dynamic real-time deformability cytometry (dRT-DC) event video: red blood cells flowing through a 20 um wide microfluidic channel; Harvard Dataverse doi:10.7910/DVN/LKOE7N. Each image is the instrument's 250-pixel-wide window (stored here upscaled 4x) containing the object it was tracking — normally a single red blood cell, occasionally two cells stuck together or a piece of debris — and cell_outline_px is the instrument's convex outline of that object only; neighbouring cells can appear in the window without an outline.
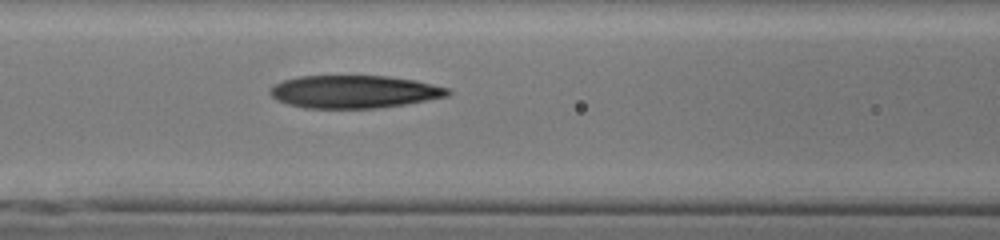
{"species": "human", "species_latin": "Homo sapiens", "temperature_condition": "cold", "stored_images_in_passage": 39, "camera_frame_rate_fps": 3000, "um_per_image_px": 0.085, "donor": {"sex": "male"}, "frame": {"image": 1, "passage_image": 16, "time_ms": 5.0, "image_size_px": [1000, 240], "cell_outline_px": [[452, 92], [448, 96], [404, 104], [376, 108], [304, 108], [288, 104], [276, 100], [268, 92], [268, 88], [284, 80], [300, 76], [388, 76], [416, 80], [448, 88]], "centroid_in_image_um": [30.08, 7.79], "position_along_channel_um": 136.5, "area_um2": 33.93}}
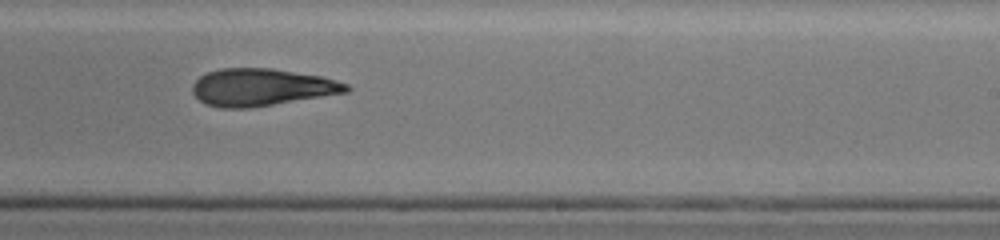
{"frame": {"image": 2, "passage_image": 26, "time_ms": 8.333, "image_size_px": [1000, 240], "cell_outline_px": [[352, 88], [348, 92], [248, 108], [220, 108], [204, 104], [192, 92], [192, 84], [200, 76], [208, 72], [220, 68], [272, 68], [320, 76], [336, 80], [348, 84]], "centroid_in_image_um": [22.21, 7.41], "position_along_channel_um": 266.8, "area_um2": 33.35}}
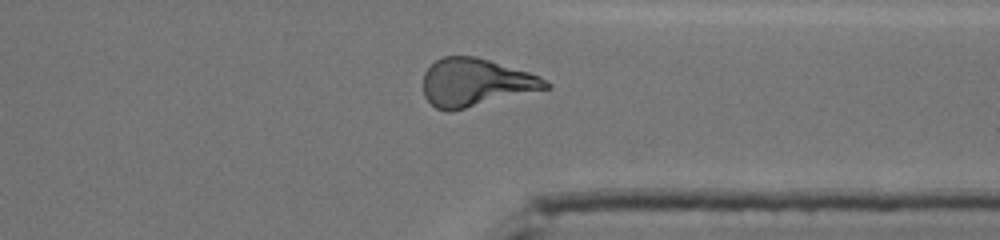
{"frame": {"image": 3, "passage_image": 34, "time_ms": 11.0, "image_size_px": [1000, 240], "cell_outline_px": [[552, 88], [448, 112], [436, 108], [424, 96], [424, 72], [440, 56], [476, 56], [528, 72], [540, 76], [552, 84]], "centroid_in_image_um": [40.45, 7.01], "position_along_channel_um": 370.9, "area_um2": 34.16}}